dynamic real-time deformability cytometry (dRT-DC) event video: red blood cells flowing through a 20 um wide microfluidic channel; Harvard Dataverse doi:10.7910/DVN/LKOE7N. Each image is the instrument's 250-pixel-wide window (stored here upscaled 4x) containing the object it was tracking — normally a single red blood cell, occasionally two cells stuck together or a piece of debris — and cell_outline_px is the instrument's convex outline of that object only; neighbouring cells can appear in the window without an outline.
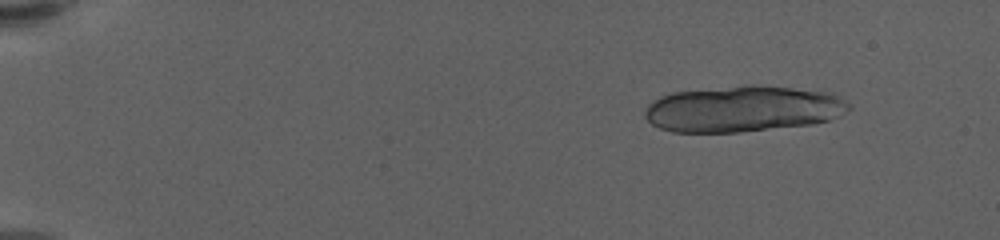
{"species": "human", "species_latin": "Homo sapiens", "temperature_condition": "warm", "stored_images_in_passage": 23, "camera_frame_rate_fps": 3000, "um_per_image_px": 0.085, "donor": {"sex": "female"}, "frame": {"image": 1, "passage_image": 7, "time_ms": 2.0, "image_size_px": [1000, 240], "cell_outline_px": [[852, 108], [840, 116], [828, 120], [812, 124], [740, 132], [672, 132], [660, 128], [652, 124], [644, 116], [644, 108], [648, 104], [660, 96], [672, 92], [748, 84], [752, 84], [832, 92], [852, 104]], "centroid_in_image_um": [63.16, 9.24], "position_along_channel_um": 21.8, "area_um2": 55.31}}